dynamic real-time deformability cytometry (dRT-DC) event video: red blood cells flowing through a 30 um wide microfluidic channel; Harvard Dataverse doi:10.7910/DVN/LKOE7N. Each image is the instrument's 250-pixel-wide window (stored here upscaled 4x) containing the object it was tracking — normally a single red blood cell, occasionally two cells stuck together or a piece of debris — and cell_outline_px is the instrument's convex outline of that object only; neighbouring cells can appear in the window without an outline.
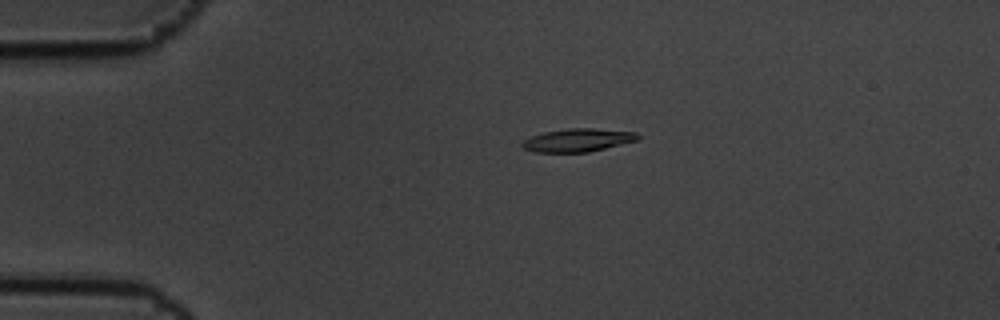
{"species": "common noctule bat (a hibernating species)", "species_latin": "Nyctalus noctula", "temperature_condition": "cold", "stored_images_in_passage": 10, "camera_frame_rate_fps": 3000, "um_per_image_px": 0.085, "animal": {"sex": "male", "body_mass_g": 19.5, "forearm_length_mm": 54.6}, "frame": {"image": 1, "passage_image": 3, "time_ms": 0.667, "image_size_px": [1000, 320], "cell_outline_px": [[640, 136], [636, 140], [588, 152], [536, 152], [524, 148], [520, 144], [520, 140], [544, 132], [568, 128], [596, 128], [636, 132]], "centroid_in_image_um": [49.06, 11.9], "position_along_channel_um": 35.9, "area_um2": 15.49}}
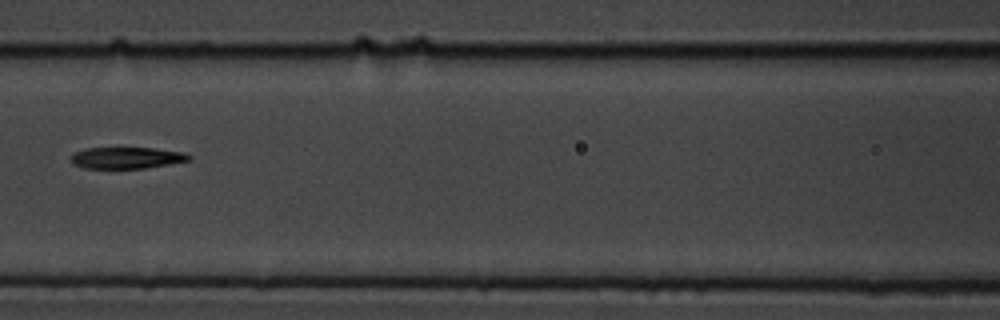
{"frame": {"image": 2, "passage_image": 7, "time_ms": 2.0, "image_size_px": [1000, 320], "cell_outline_px": [[192, 160], [144, 168], [84, 168], [72, 164], [72, 156], [76, 152], [84, 148], [152, 148], [184, 152], [192, 156]], "centroid_in_image_um": [10.79, 13.41], "position_along_channel_um": 155.8, "area_um2": 14.68}}
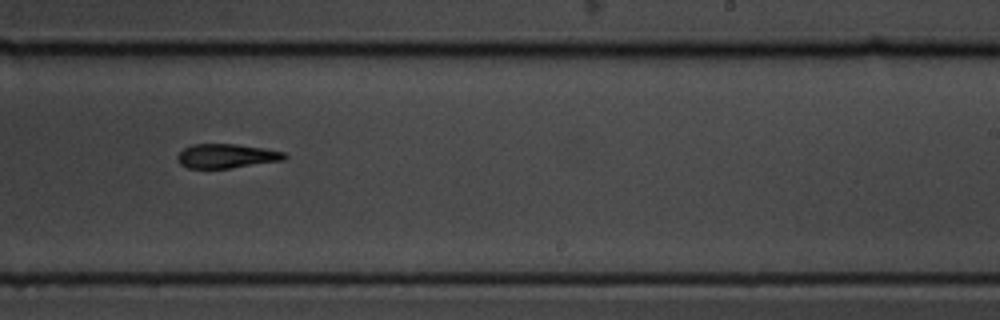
{"frame": {"image": 3, "passage_image": 10, "time_ms": 3.0, "image_size_px": [1000, 320], "cell_outline_px": [[288, 156], [284, 160], [228, 168], [188, 168], [180, 164], [176, 160], [176, 156], [184, 148], [192, 144], [236, 144], [264, 148], [284, 152]], "centroid_in_image_um": [19.23, 13.25], "position_along_channel_um": 269.8, "area_um2": 15.09}}